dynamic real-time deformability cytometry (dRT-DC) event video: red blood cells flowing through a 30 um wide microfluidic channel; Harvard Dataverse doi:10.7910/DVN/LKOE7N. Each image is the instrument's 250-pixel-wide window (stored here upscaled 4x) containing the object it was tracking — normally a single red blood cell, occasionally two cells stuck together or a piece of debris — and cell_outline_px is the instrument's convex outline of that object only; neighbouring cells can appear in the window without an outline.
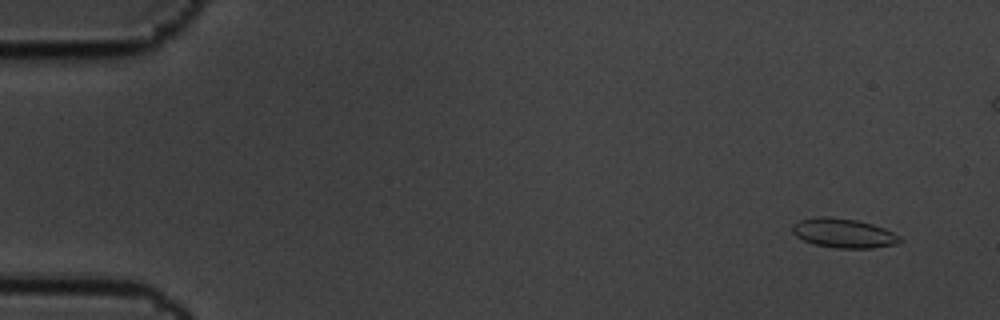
{"species": "common noctule bat (a hibernating species)", "species_latin": "Nyctalus noctula", "temperature_condition": "cold", "stored_images_in_passage": 4, "camera_frame_rate_fps": 3000, "um_per_image_px": 0.085, "animal": {"sex": "male", "body_mass_g": 19.5, "forearm_length_mm": 54.6}, "frame": {"image": 1, "passage_image": 1, "time_ms": 0.0, "image_size_px": [1000, 320], "cell_outline_px": [[904, 240], [896, 244], [872, 248], [836, 248], [812, 244], [796, 236], [792, 232], [792, 224], [800, 220], [816, 216], [828, 216], [856, 220], [872, 224], [884, 228], [900, 236]], "centroid_in_image_um": [71.69, 19.82], "position_along_channel_um": 13.3, "area_um2": 18.5}}